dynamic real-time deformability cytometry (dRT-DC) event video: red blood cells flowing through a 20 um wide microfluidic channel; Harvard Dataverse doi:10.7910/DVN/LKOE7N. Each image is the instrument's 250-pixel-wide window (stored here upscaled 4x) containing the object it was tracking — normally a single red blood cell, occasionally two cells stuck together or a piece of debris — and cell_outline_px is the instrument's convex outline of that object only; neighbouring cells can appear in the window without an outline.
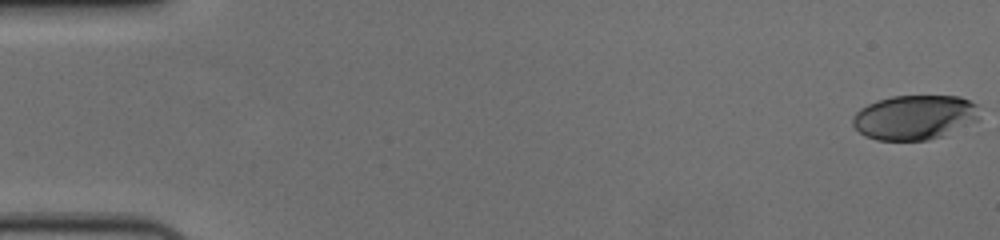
{"species": "human", "species_latin": "Homo sapiens", "temperature_condition": "cold", "stored_images_in_passage": 58, "camera_frame_rate_fps": 3000, "um_per_image_px": 0.085, "donor": {"sex": "female"}, "frame": {"image": 1, "passage_image": 1, "time_ms": 0.0, "image_size_px": [1000, 240], "cell_outline_px": [[980, 120], [944, 136], [928, 140], [876, 140], [864, 136], [852, 124], [852, 116], [860, 108], [876, 100], [892, 96], [960, 96], [976, 104]], "centroid_in_image_um": [77.74, 9.98], "position_along_channel_um": 7.3, "area_um2": 33.29}}
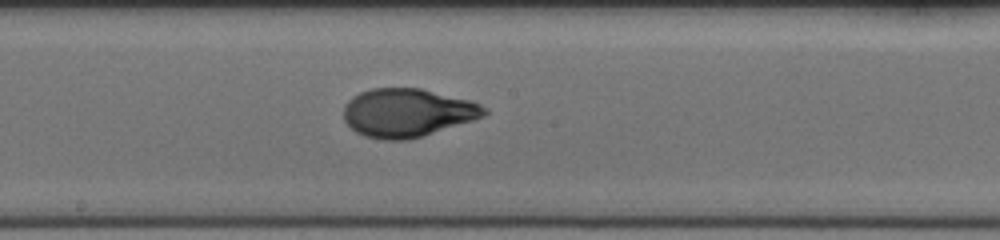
{"frame": {"image": 2, "passage_image": 32, "time_ms": 10.333, "image_size_px": [1000, 240], "cell_outline_px": [[488, 112], [484, 116], [472, 120], [408, 140], [380, 140], [364, 136], [356, 132], [344, 120], [344, 104], [352, 96], [360, 92], [372, 88], [420, 88], [472, 100], [488, 108]], "centroid_in_image_um": [34.61, 9.57], "position_along_channel_um": 213.6, "area_um2": 39.71}}
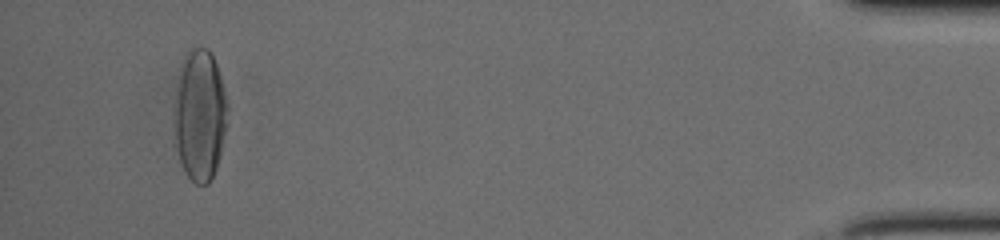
{"frame": {"image": 3, "passage_image": 55, "time_ms": 18.0, "image_size_px": [1000, 240], "cell_outline_px": [[228, 108], [220, 156], [216, 168], [208, 184], [196, 184], [184, 172], [172, 144], [172, 112], [180, 64], [188, 48], [208, 48], [212, 52], [220, 76], [228, 104]], "centroid_in_image_um": [16.91, 9.79], "position_along_channel_um": 418.3, "area_um2": 41.96}, "authors_computed_cell_mechanics": {"area_um2": 38.2925, "velocity_mm_per_s": 3.6314, "shape_relaxation_time_tau1_ms": 5.4559, "shape_relaxation_time_tau2_ms": 0.6908, "deformation_change_tau1": 0.232, "deformation_change_tau2": 0.0516}}